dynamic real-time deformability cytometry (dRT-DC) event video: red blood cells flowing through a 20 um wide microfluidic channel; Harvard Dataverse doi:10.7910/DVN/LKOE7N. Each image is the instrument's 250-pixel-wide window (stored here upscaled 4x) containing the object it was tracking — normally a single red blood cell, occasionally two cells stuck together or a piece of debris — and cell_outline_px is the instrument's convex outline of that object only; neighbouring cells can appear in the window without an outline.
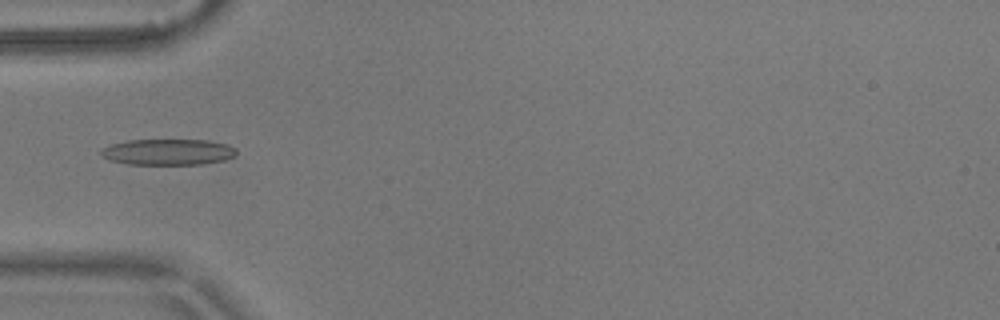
{"species": "common noctule bat (a hibernating species)", "species_latin": "Nyctalus noctula", "temperature_condition": "warm", "stored_images_in_passage": 4, "camera_frame_rate_fps": 3000, "um_per_image_px": 0.085, "animal": {"sex": "male", "body_mass_g": 17.9}, "frame": {"image": 1, "passage_image": 4, "time_ms": 1.0, "image_size_px": [1000, 320], "cell_outline_px": [[236, 156], [224, 160], [200, 164], [128, 164], [112, 160], [100, 156], [100, 152], [104, 148], [112, 144], [128, 140], [208, 140], [228, 144], [236, 148]], "centroid_in_image_um": [14.32, 12.91], "position_along_channel_um": 70.7, "area_um2": 20.46}}